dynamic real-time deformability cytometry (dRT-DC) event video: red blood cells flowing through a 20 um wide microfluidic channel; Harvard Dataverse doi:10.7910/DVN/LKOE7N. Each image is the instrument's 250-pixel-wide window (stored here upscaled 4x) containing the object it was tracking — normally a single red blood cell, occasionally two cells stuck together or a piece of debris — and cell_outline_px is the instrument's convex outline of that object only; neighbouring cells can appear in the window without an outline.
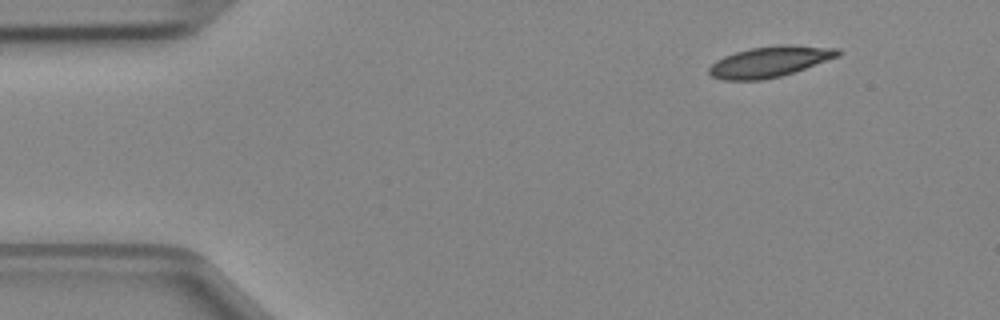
{"species": "Egyptian fruit bat (a non-hibernating species)", "species_latin": "Rousettus aegyptiacus", "temperature_condition": "cold", "stored_images_in_passage": 4, "camera_frame_rate_fps": 3000, "um_per_image_px": 0.085, "animal": {"sex": "female"}, "frame": {"image": 1, "passage_image": 1, "time_ms": 0.0, "image_size_px": [1000, 320], "cell_outline_px": [[840, 56], [780, 76], [764, 80], [724, 80], [712, 76], [708, 72], [708, 68], [716, 60], [724, 56], [736, 52], [752, 48], [784, 44], [792, 44], [840, 48]], "centroid_in_image_um": [65.44, 5.23], "position_along_channel_um": 19.6, "area_um2": 23.0}}
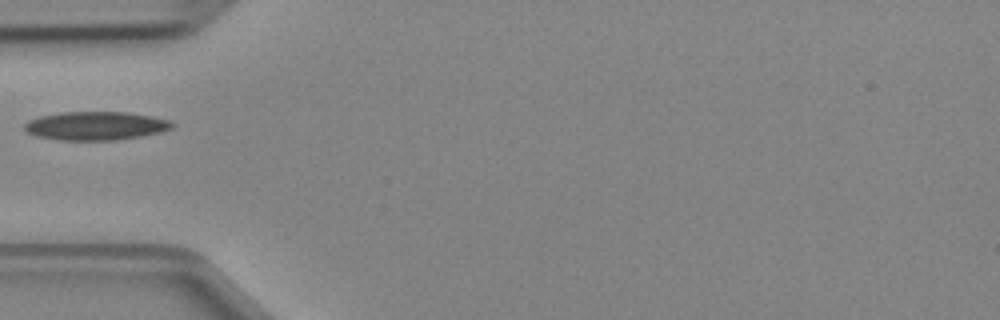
{"frame": {"image": 2, "passage_image": 4, "time_ms": 1.0, "image_size_px": [1000, 320], "cell_outline_px": [[176, 124], [172, 128], [160, 132], [140, 136], [116, 140], [60, 140], [36, 136], [28, 132], [24, 128], [24, 124], [28, 120], [40, 116], [60, 112], [128, 112], [152, 116], [168, 120]], "centroid_in_image_um": [8.13, 10.69], "position_along_channel_um": 76.9, "area_um2": 24.57}}